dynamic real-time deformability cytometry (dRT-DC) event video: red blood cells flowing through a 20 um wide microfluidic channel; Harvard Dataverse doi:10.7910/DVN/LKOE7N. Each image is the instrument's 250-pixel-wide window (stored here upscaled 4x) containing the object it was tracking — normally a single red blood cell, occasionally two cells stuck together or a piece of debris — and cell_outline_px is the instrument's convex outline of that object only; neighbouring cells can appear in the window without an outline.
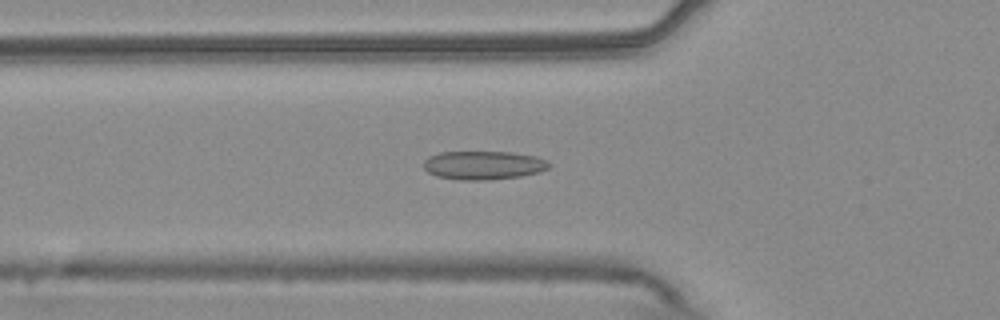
{"species": "common noctule bat (a hibernating species)", "species_latin": "Nyctalus noctula", "temperature_condition": "warm", "stored_images_in_passage": 47, "camera_frame_rate_fps": 3000, "um_per_image_px": 0.085, "animal": {"sex": "male", "body_mass_g": 20.4}, "frame": {"image": 1, "passage_image": 18, "time_ms": 5.667, "image_size_px": [1000, 320], "cell_outline_px": [[552, 164], [548, 168], [540, 172], [520, 176], [488, 180], [460, 180], [436, 176], [428, 172], [424, 168], [424, 160], [428, 156], [440, 152], [512, 152], [536, 156], [548, 160]], "centroid_in_image_um": [41.11, 14.04], "position_along_channel_um": 84.7, "area_um2": 21.1}}
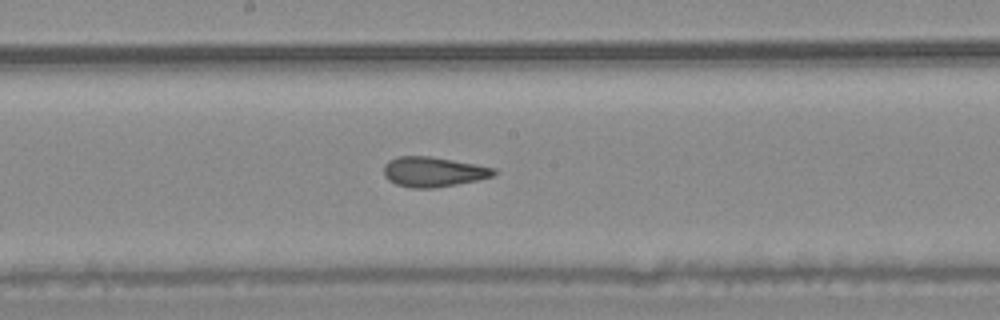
{"frame": {"image": 2, "passage_image": 28, "time_ms": 9.0, "image_size_px": [1000, 320], "cell_outline_px": [[496, 172], [492, 176], [480, 180], [436, 188], [412, 188], [396, 184], [388, 180], [384, 176], [384, 164], [388, 160], [400, 156], [428, 156], [476, 164], [496, 168]], "centroid_in_image_um": [36.83, 14.61], "position_along_channel_um": 211.4, "area_um2": 19.31}}
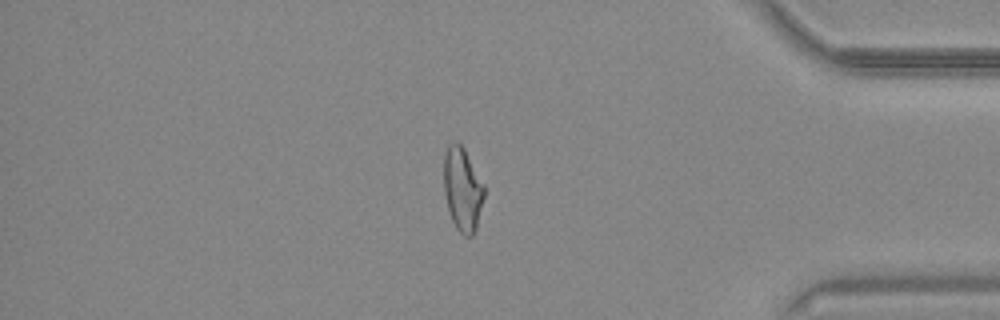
{"frame": {"image": 3, "passage_image": 45, "time_ms": 14.667, "image_size_px": [1000, 320], "cell_outline_px": [[484, 196], [476, 228], [472, 236], [464, 236], [456, 228], [452, 220], [448, 208], [444, 192], [444, 156], [448, 144], [452, 140], [456, 140], [464, 148], [484, 184]], "centroid_in_image_um": [39.3, 16.05], "position_along_channel_um": 395.9, "area_um2": 19.65}}